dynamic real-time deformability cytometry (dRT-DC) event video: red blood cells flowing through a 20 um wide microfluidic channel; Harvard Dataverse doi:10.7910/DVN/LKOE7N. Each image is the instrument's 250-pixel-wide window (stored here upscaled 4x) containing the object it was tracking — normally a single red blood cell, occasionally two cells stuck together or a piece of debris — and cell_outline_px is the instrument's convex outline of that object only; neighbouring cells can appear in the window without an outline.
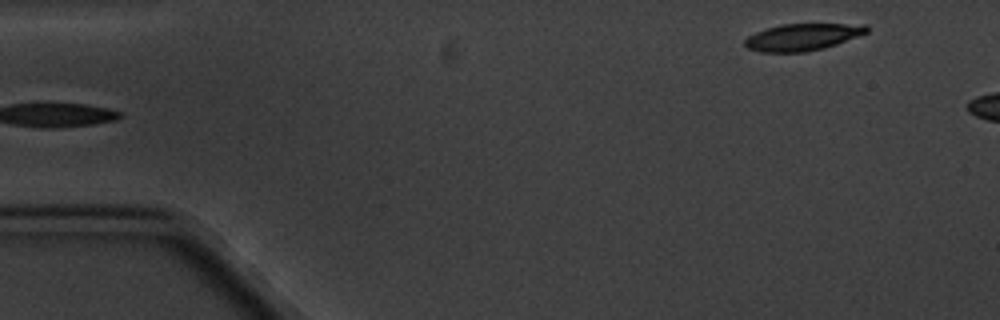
{"species": "common noctule bat (a hibernating species)", "species_latin": "Nyctalus noctula", "temperature_condition": "cold", "stored_images_in_passage": 6, "segment_of_instrument_passage": [2, 2], "camera_frame_rate_fps": 3000, "um_per_image_px": 0.085, "animal": {"sex": "male", "body_mass_g": 20.1, "forearm_length_mm": 53.5}, "frame": {"image": 1, "passage_image": 6, "time_ms": 5.667, "image_size_px": [1000, 320], "cell_outline_px": [[868, 32], [836, 44], [824, 48], [804, 52], [760, 52], [748, 48], [744, 44], [744, 40], [748, 36], [756, 32], [780, 24], [868, 24]], "centroid_in_image_um": [68.21, 3.15], "position_along_channel_um": 16.8, "area_um2": 19.02}}